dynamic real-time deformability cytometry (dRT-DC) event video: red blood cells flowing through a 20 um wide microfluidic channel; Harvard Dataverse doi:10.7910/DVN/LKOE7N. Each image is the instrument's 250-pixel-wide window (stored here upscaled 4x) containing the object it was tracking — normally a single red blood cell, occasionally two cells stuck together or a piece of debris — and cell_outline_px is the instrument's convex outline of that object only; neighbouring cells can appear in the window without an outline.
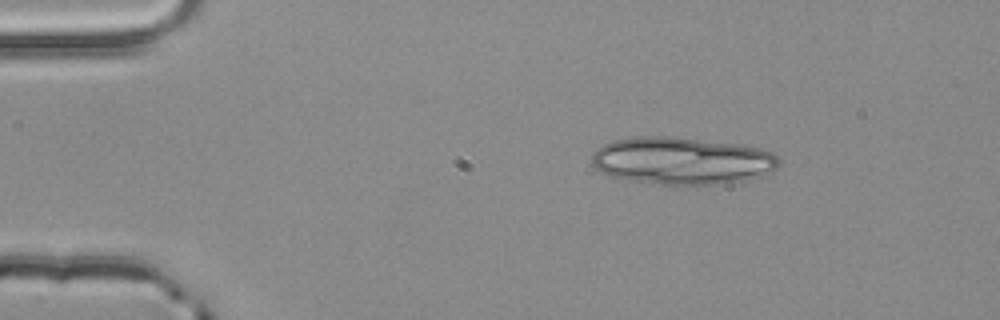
{"species": "common noctule bat (a hibernating species)", "species_latin": "Nyctalus noctula", "temperature_condition": "room temperature", "stored_images_in_passage": 3, "camera_frame_rate_fps": 3000, "um_per_image_px": 0.085, "animal": {"sex": "male", "body_mass_g": 20.4}, "frame": {"image": 1, "passage_image": 3, "time_ms": 0.667, "image_size_px": [1000, 320], "cell_outline_px": [[780, 164], [776, 168], [760, 176], [720, 184], [660, 184], [612, 176], [600, 172], [592, 164], [592, 152], [596, 148], [604, 144], [616, 140], [636, 136], [676, 136], [760, 148], [772, 152], [780, 160]], "centroid_in_image_um": [57.94, 13.64], "position_along_channel_um": 27.1, "area_um2": 51.15}}